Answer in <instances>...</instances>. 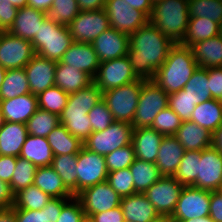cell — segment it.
<instances>
[{"mask_svg": "<svg viewBox=\"0 0 222 222\" xmlns=\"http://www.w3.org/2000/svg\"><path fill=\"white\" fill-rule=\"evenodd\" d=\"M174 43L149 21L129 35L127 56L140 79L153 80Z\"/></svg>", "mask_w": 222, "mask_h": 222, "instance_id": "obj_1", "label": "cell"}, {"mask_svg": "<svg viewBox=\"0 0 222 222\" xmlns=\"http://www.w3.org/2000/svg\"><path fill=\"white\" fill-rule=\"evenodd\" d=\"M101 100L102 91L94 82L75 93L69 94L66 106L59 115L60 124L64 125L68 132L84 143L92 133L88 113Z\"/></svg>", "mask_w": 222, "mask_h": 222, "instance_id": "obj_2", "label": "cell"}, {"mask_svg": "<svg viewBox=\"0 0 222 222\" xmlns=\"http://www.w3.org/2000/svg\"><path fill=\"white\" fill-rule=\"evenodd\" d=\"M198 67L191 47L176 43L156 71L153 81L169 95L182 90Z\"/></svg>", "mask_w": 222, "mask_h": 222, "instance_id": "obj_3", "label": "cell"}, {"mask_svg": "<svg viewBox=\"0 0 222 222\" xmlns=\"http://www.w3.org/2000/svg\"><path fill=\"white\" fill-rule=\"evenodd\" d=\"M189 0H161L153 4L149 22L174 44L181 43L189 22Z\"/></svg>", "mask_w": 222, "mask_h": 222, "instance_id": "obj_4", "label": "cell"}, {"mask_svg": "<svg viewBox=\"0 0 222 222\" xmlns=\"http://www.w3.org/2000/svg\"><path fill=\"white\" fill-rule=\"evenodd\" d=\"M31 43L36 55L59 61L73 43V39L67 26L55 24L45 18Z\"/></svg>", "mask_w": 222, "mask_h": 222, "instance_id": "obj_5", "label": "cell"}, {"mask_svg": "<svg viewBox=\"0 0 222 222\" xmlns=\"http://www.w3.org/2000/svg\"><path fill=\"white\" fill-rule=\"evenodd\" d=\"M144 81L139 78L118 88L102 92V100L111 111L114 121L132 124Z\"/></svg>", "mask_w": 222, "mask_h": 222, "instance_id": "obj_6", "label": "cell"}, {"mask_svg": "<svg viewBox=\"0 0 222 222\" xmlns=\"http://www.w3.org/2000/svg\"><path fill=\"white\" fill-rule=\"evenodd\" d=\"M168 96L153 80H145L132 122L133 128L151 127L159 112L168 106Z\"/></svg>", "mask_w": 222, "mask_h": 222, "instance_id": "obj_7", "label": "cell"}, {"mask_svg": "<svg viewBox=\"0 0 222 222\" xmlns=\"http://www.w3.org/2000/svg\"><path fill=\"white\" fill-rule=\"evenodd\" d=\"M132 133V124L114 121L105 130L92 132L84 141V147L105 156L118 148L131 144Z\"/></svg>", "mask_w": 222, "mask_h": 222, "instance_id": "obj_8", "label": "cell"}, {"mask_svg": "<svg viewBox=\"0 0 222 222\" xmlns=\"http://www.w3.org/2000/svg\"><path fill=\"white\" fill-rule=\"evenodd\" d=\"M139 78L133 72L128 56L100 62L93 82L102 91L118 88Z\"/></svg>", "mask_w": 222, "mask_h": 222, "instance_id": "obj_9", "label": "cell"}, {"mask_svg": "<svg viewBox=\"0 0 222 222\" xmlns=\"http://www.w3.org/2000/svg\"><path fill=\"white\" fill-rule=\"evenodd\" d=\"M73 42L92 43L102 32L110 28L108 16L103 9L80 11L67 25Z\"/></svg>", "mask_w": 222, "mask_h": 222, "instance_id": "obj_10", "label": "cell"}, {"mask_svg": "<svg viewBox=\"0 0 222 222\" xmlns=\"http://www.w3.org/2000/svg\"><path fill=\"white\" fill-rule=\"evenodd\" d=\"M77 194L87 187L107 181L105 156L84 146L77 154Z\"/></svg>", "mask_w": 222, "mask_h": 222, "instance_id": "obj_11", "label": "cell"}, {"mask_svg": "<svg viewBox=\"0 0 222 222\" xmlns=\"http://www.w3.org/2000/svg\"><path fill=\"white\" fill-rule=\"evenodd\" d=\"M211 191L184 186L173 211L177 221L209 216Z\"/></svg>", "mask_w": 222, "mask_h": 222, "instance_id": "obj_12", "label": "cell"}, {"mask_svg": "<svg viewBox=\"0 0 222 222\" xmlns=\"http://www.w3.org/2000/svg\"><path fill=\"white\" fill-rule=\"evenodd\" d=\"M36 55L31 41L9 32L0 35V65L6 70L24 68Z\"/></svg>", "mask_w": 222, "mask_h": 222, "instance_id": "obj_13", "label": "cell"}, {"mask_svg": "<svg viewBox=\"0 0 222 222\" xmlns=\"http://www.w3.org/2000/svg\"><path fill=\"white\" fill-rule=\"evenodd\" d=\"M104 10L110 27L128 35L136 32L149 21L143 12L130 7L123 0H106Z\"/></svg>", "mask_w": 222, "mask_h": 222, "instance_id": "obj_14", "label": "cell"}, {"mask_svg": "<svg viewBox=\"0 0 222 222\" xmlns=\"http://www.w3.org/2000/svg\"><path fill=\"white\" fill-rule=\"evenodd\" d=\"M75 197L81 202L87 216L116 208L122 199L107 181L87 187Z\"/></svg>", "mask_w": 222, "mask_h": 222, "instance_id": "obj_15", "label": "cell"}, {"mask_svg": "<svg viewBox=\"0 0 222 222\" xmlns=\"http://www.w3.org/2000/svg\"><path fill=\"white\" fill-rule=\"evenodd\" d=\"M183 187L173 176H162L144 194L160 215H172Z\"/></svg>", "mask_w": 222, "mask_h": 222, "instance_id": "obj_16", "label": "cell"}, {"mask_svg": "<svg viewBox=\"0 0 222 222\" xmlns=\"http://www.w3.org/2000/svg\"><path fill=\"white\" fill-rule=\"evenodd\" d=\"M222 185V153L210 146L201 151L198 174L192 187L218 191Z\"/></svg>", "mask_w": 222, "mask_h": 222, "instance_id": "obj_17", "label": "cell"}, {"mask_svg": "<svg viewBox=\"0 0 222 222\" xmlns=\"http://www.w3.org/2000/svg\"><path fill=\"white\" fill-rule=\"evenodd\" d=\"M100 62L126 56L129 49V35L112 27L102 32L91 43Z\"/></svg>", "mask_w": 222, "mask_h": 222, "instance_id": "obj_18", "label": "cell"}, {"mask_svg": "<svg viewBox=\"0 0 222 222\" xmlns=\"http://www.w3.org/2000/svg\"><path fill=\"white\" fill-rule=\"evenodd\" d=\"M56 64L57 61L35 55L24 67L32 94L37 96L55 85Z\"/></svg>", "mask_w": 222, "mask_h": 222, "instance_id": "obj_19", "label": "cell"}, {"mask_svg": "<svg viewBox=\"0 0 222 222\" xmlns=\"http://www.w3.org/2000/svg\"><path fill=\"white\" fill-rule=\"evenodd\" d=\"M59 62L87 73L92 79L96 76L100 65L93 45L81 42H73Z\"/></svg>", "mask_w": 222, "mask_h": 222, "instance_id": "obj_20", "label": "cell"}, {"mask_svg": "<svg viewBox=\"0 0 222 222\" xmlns=\"http://www.w3.org/2000/svg\"><path fill=\"white\" fill-rule=\"evenodd\" d=\"M0 109L5 121L26 124L39 109L37 96L28 93L8 100H0Z\"/></svg>", "mask_w": 222, "mask_h": 222, "instance_id": "obj_21", "label": "cell"}, {"mask_svg": "<svg viewBox=\"0 0 222 222\" xmlns=\"http://www.w3.org/2000/svg\"><path fill=\"white\" fill-rule=\"evenodd\" d=\"M163 135L154 129L133 128L132 145L137 159L155 163Z\"/></svg>", "mask_w": 222, "mask_h": 222, "instance_id": "obj_22", "label": "cell"}, {"mask_svg": "<svg viewBox=\"0 0 222 222\" xmlns=\"http://www.w3.org/2000/svg\"><path fill=\"white\" fill-rule=\"evenodd\" d=\"M45 18V12L33 7L18 8L14 23L8 32L13 36L32 41L38 34L41 23Z\"/></svg>", "mask_w": 222, "mask_h": 222, "instance_id": "obj_23", "label": "cell"}, {"mask_svg": "<svg viewBox=\"0 0 222 222\" xmlns=\"http://www.w3.org/2000/svg\"><path fill=\"white\" fill-rule=\"evenodd\" d=\"M212 136L213 133L191 120L182 121L180 128L174 134L185 151H202L212 146Z\"/></svg>", "mask_w": 222, "mask_h": 222, "instance_id": "obj_24", "label": "cell"}, {"mask_svg": "<svg viewBox=\"0 0 222 222\" xmlns=\"http://www.w3.org/2000/svg\"><path fill=\"white\" fill-rule=\"evenodd\" d=\"M184 148L174 136H163L155 165L162 176H173L184 155Z\"/></svg>", "mask_w": 222, "mask_h": 222, "instance_id": "obj_25", "label": "cell"}, {"mask_svg": "<svg viewBox=\"0 0 222 222\" xmlns=\"http://www.w3.org/2000/svg\"><path fill=\"white\" fill-rule=\"evenodd\" d=\"M120 206L124 219L130 222H151L159 215L144 193L123 197Z\"/></svg>", "mask_w": 222, "mask_h": 222, "instance_id": "obj_26", "label": "cell"}, {"mask_svg": "<svg viewBox=\"0 0 222 222\" xmlns=\"http://www.w3.org/2000/svg\"><path fill=\"white\" fill-rule=\"evenodd\" d=\"M27 136L26 124L5 121L0 129V155L18 157Z\"/></svg>", "mask_w": 222, "mask_h": 222, "instance_id": "obj_27", "label": "cell"}, {"mask_svg": "<svg viewBox=\"0 0 222 222\" xmlns=\"http://www.w3.org/2000/svg\"><path fill=\"white\" fill-rule=\"evenodd\" d=\"M191 49L200 68L222 67V36L220 34L193 44Z\"/></svg>", "mask_w": 222, "mask_h": 222, "instance_id": "obj_28", "label": "cell"}, {"mask_svg": "<svg viewBox=\"0 0 222 222\" xmlns=\"http://www.w3.org/2000/svg\"><path fill=\"white\" fill-rule=\"evenodd\" d=\"M92 82L93 79L87 73L57 61L55 69V86L60 87L66 93H75L87 87Z\"/></svg>", "mask_w": 222, "mask_h": 222, "instance_id": "obj_29", "label": "cell"}, {"mask_svg": "<svg viewBox=\"0 0 222 222\" xmlns=\"http://www.w3.org/2000/svg\"><path fill=\"white\" fill-rule=\"evenodd\" d=\"M19 156L27 159L36 167L51 166L54 158L53 151L47 138L37 137L30 134H28Z\"/></svg>", "mask_w": 222, "mask_h": 222, "instance_id": "obj_30", "label": "cell"}, {"mask_svg": "<svg viewBox=\"0 0 222 222\" xmlns=\"http://www.w3.org/2000/svg\"><path fill=\"white\" fill-rule=\"evenodd\" d=\"M33 184L52 198L74 197L51 166L37 167Z\"/></svg>", "mask_w": 222, "mask_h": 222, "instance_id": "obj_31", "label": "cell"}, {"mask_svg": "<svg viewBox=\"0 0 222 222\" xmlns=\"http://www.w3.org/2000/svg\"><path fill=\"white\" fill-rule=\"evenodd\" d=\"M190 120L213 133L222 124V101L212 98L196 105Z\"/></svg>", "mask_w": 222, "mask_h": 222, "instance_id": "obj_32", "label": "cell"}, {"mask_svg": "<svg viewBox=\"0 0 222 222\" xmlns=\"http://www.w3.org/2000/svg\"><path fill=\"white\" fill-rule=\"evenodd\" d=\"M47 141L55 155L78 154L84 143L59 124L48 135Z\"/></svg>", "mask_w": 222, "mask_h": 222, "instance_id": "obj_33", "label": "cell"}, {"mask_svg": "<svg viewBox=\"0 0 222 222\" xmlns=\"http://www.w3.org/2000/svg\"><path fill=\"white\" fill-rule=\"evenodd\" d=\"M219 34V23L207 18H189L187 32L180 44L191 47L195 43L210 39Z\"/></svg>", "mask_w": 222, "mask_h": 222, "instance_id": "obj_34", "label": "cell"}, {"mask_svg": "<svg viewBox=\"0 0 222 222\" xmlns=\"http://www.w3.org/2000/svg\"><path fill=\"white\" fill-rule=\"evenodd\" d=\"M31 93L24 68L8 69L0 87V100H8Z\"/></svg>", "mask_w": 222, "mask_h": 222, "instance_id": "obj_35", "label": "cell"}, {"mask_svg": "<svg viewBox=\"0 0 222 222\" xmlns=\"http://www.w3.org/2000/svg\"><path fill=\"white\" fill-rule=\"evenodd\" d=\"M129 168L134 180L135 193H144L162 177L155 163L142 161L137 158Z\"/></svg>", "mask_w": 222, "mask_h": 222, "instance_id": "obj_36", "label": "cell"}, {"mask_svg": "<svg viewBox=\"0 0 222 222\" xmlns=\"http://www.w3.org/2000/svg\"><path fill=\"white\" fill-rule=\"evenodd\" d=\"M51 167L59 174L65 187L77 195V154L55 155Z\"/></svg>", "mask_w": 222, "mask_h": 222, "instance_id": "obj_37", "label": "cell"}, {"mask_svg": "<svg viewBox=\"0 0 222 222\" xmlns=\"http://www.w3.org/2000/svg\"><path fill=\"white\" fill-rule=\"evenodd\" d=\"M183 90L195 105L212 99L208 81V69L198 67Z\"/></svg>", "mask_w": 222, "mask_h": 222, "instance_id": "obj_38", "label": "cell"}, {"mask_svg": "<svg viewBox=\"0 0 222 222\" xmlns=\"http://www.w3.org/2000/svg\"><path fill=\"white\" fill-rule=\"evenodd\" d=\"M52 199L34 184L14 195V209L41 210Z\"/></svg>", "mask_w": 222, "mask_h": 222, "instance_id": "obj_39", "label": "cell"}, {"mask_svg": "<svg viewBox=\"0 0 222 222\" xmlns=\"http://www.w3.org/2000/svg\"><path fill=\"white\" fill-rule=\"evenodd\" d=\"M80 11L77 0H53L45 16L55 24L67 26Z\"/></svg>", "mask_w": 222, "mask_h": 222, "instance_id": "obj_40", "label": "cell"}, {"mask_svg": "<svg viewBox=\"0 0 222 222\" xmlns=\"http://www.w3.org/2000/svg\"><path fill=\"white\" fill-rule=\"evenodd\" d=\"M59 116L48 111L38 109L27 121L28 134L37 137H47V135L58 125Z\"/></svg>", "mask_w": 222, "mask_h": 222, "instance_id": "obj_41", "label": "cell"}, {"mask_svg": "<svg viewBox=\"0 0 222 222\" xmlns=\"http://www.w3.org/2000/svg\"><path fill=\"white\" fill-rule=\"evenodd\" d=\"M201 151H185L173 177L183 186H192L198 174Z\"/></svg>", "mask_w": 222, "mask_h": 222, "instance_id": "obj_42", "label": "cell"}, {"mask_svg": "<svg viewBox=\"0 0 222 222\" xmlns=\"http://www.w3.org/2000/svg\"><path fill=\"white\" fill-rule=\"evenodd\" d=\"M68 96V93L54 85L37 95L38 108L59 116L66 106Z\"/></svg>", "mask_w": 222, "mask_h": 222, "instance_id": "obj_43", "label": "cell"}, {"mask_svg": "<svg viewBox=\"0 0 222 222\" xmlns=\"http://www.w3.org/2000/svg\"><path fill=\"white\" fill-rule=\"evenodd\" d=\"M36 169L37 167L27 159L16 157V166L10 182V188L14 195L33 185Z\"/></svg>", "mask_w": 222, "mask_h": 222, "instance_id": "obj_44", "label": "cell"}, {"mask_svg": "<svg viewBox=\"0 0 222 222\" xmlns=\"http://www.w3.org/2000/svg\"><path fill=\"white\" fill-rule=\"evenodd\" d=\"M189 18H207L216 23L222 22V0H189Z\"/></svg>", "mask_w": 222, "mask_h": 222, "instance_id": "obj_45", "label": "cell"}, {"mask_svg": "<svg viewBox=\"0 0 222 222\" xmlns=\"http://www.w3.org/2000/svg\"><path fill=\"white\" fill-rule=\"evenodd\" d=\"M181 124V118L167 106L155 117L150 128L163 136H174Z\"/></svg>", "mask_w": 222, "mask_h": 222, "instance_id": "obj_46", "label": "cell"}, {"mask_svg": "<svg viewBox=\"0 0 222 222\" xmlns=\"http://www.w3.org/2000/svg\"><path fill=\"white\" fill-rule=\"evenodd\" d=\"M107 182L121 198L135 194L134 180L129 167L109 172Z\"/></svg>", "mask_w": 222, "mask_h": 222, "instance_id": "obj_47", "label": "cell"}, {"mask_svg": "<svg viewBox=\"0 0 222 222\" xmlns=\"http://www.w3.org/2000/svg\"><path fill=\"white\" fill-rule=\"evenodd\" d=\"M136 156L132 143L105 155L108 173L130 167Z\"/></svg>", "mask_w": 222, "mask_h": 222, "instance_id": "obj_48", "label": "cell"}, {"mask_svg": "<svg viewBox=\"0 0 222 222\" xmlns=\"http://www.w3.org/2000/svg\"><path fill=\"white\" fill-rule=\"evenodd\" d=\"M168 106L181 118L182 121H189L196 105L182 89L169 94Z\"/></svg>", "mask_w": 222, "mask_h": 222, "instance_id": "obj_49", "label": "cell"}, {"mask_svg": "<svg viewBox=\"0 0 222 222\" xmlns=\"http://www.w3.org/2000/svg\"><path fill=\"white\" fill-rule=\"evenodd\" d=\"M88 117L92 126V132L103 131L114 122L112 113L103 100L89 111Z\"/></svg>", "mask_w": 222, "mask_h": 222, "instance_id": "obj_50", "label": "cell"}, {"mask_svg": "<svg viewBox=\"0 0 222 222\" xmlns=\"http://www.w3.org/2000/svg\"><path fill=\"white\" fill-rule=\"evenodd\" d=\"M84 216L81 202L74 196L62 207L57 222H81Z\"/></svg>", "mask_w": 222, "mask_h": 222, "instance_id": "obj_51", "label": "cell"}, {"mask_svg": "<svg viewBox=\"0 0 222 222\" xmlns=\"http://www.w3.org/2000/svg\"><path fill=\"white\" fill-rule=\"evenodd\" d=\"M18 8L9 0H0V30L8 32L12 27Z\"/></svg>", "mask_w": 222, "mask_h": 222, "instance_id": "obj_52", "label": "cell"}, {"mask_svg": "<svg viewBox=\"0 0 222 222\" xmlns=\"http://www.w3.org/2000/svg\"><path fill=\"white\" fill-rule=\"evenodd\" d=\"M208 81L212 98L222 101V67L209 68Z\"/></svg>", "mask_w": 222, "mask_h": 222, "instance_id": "obj_53", "label": "cell"}, {"mask_svg": "<svg viewBox=\"0 0 222 222\" xmlns=\"http://www.w3.org/2000/svg\"><path fill=\"white\" fill-rule=\"evenodd\" d=\"M70 199L71 198H52L43 208V211H45L46 222H57L61 214L62 207Z\"/></svg>", "mask_w": 222, "mask_h": 222, "instance_id": "obj_54", "label": "cell"}, {"mask_svg": "<svg viewBox=\"0 0 222 222\" xmlns=\"http://www.w3.org/2000/svg\"><path fill=\"white\" fill-rule=\"evenodd\" d=\"M16 222H46L45 211L28 210V209H14Z\"/></svg>", "mask_w": 222, "mask_h": 222, "instance_id": "obj_55", "label": "cell"}, {"mask_svg": "<svg viewBox=\"0 0 222 222\" xmlns=\"http://www.w3.org/2000/svg\"><path fill=\"white\" fill-rule=\"evenodd\" d=\"M16 166V157L0 155V180L10 184Z\"/></svg>", "mask_w": 222, "mask_h": 222, "instance_id": "obj_56", "label": "cell"}, {"mask_svg": "<svg viewBox=\"0 0 222 222\" xmlns=\"http://www.w3.org/2000/svg\"><path fill=\"white\" fill-rule=\"evenodd\" d=\"M209 217L214 222H222V194L211 191Z\"/></svg>", "mask_w": 222, "mask_h": 222, "instance_id": "obj_57", "label": "cell"}, {"mask_svg": "<svg viewBox=\"0 0 222 222\" xmlns=\"http://www.w3.org/2000/svg\"><path fill=\"white\" fill-rule=\"evenodd\" d=\"M96 222H124V215L121 206L111 210L92 215Z\"/></svg>", "mask_w": 222, "mask_h": 222, "instance_id": "obj_58", "label": "cell"}, {"mask_svg": "<svg viewBox=\"0 0 222 222\" xmlns=\"http://www.w3.org/2000/svg\"><path fill=\"white\" fill-rule=\"evenodd\" d=\"M14 205V194L10 184L0 180V209H8Z\"/></svg>", "mask_w": 222, "mask_h": 222, "instance_id": "obj_59", "label": "cell"}, {"mask_svg": "<svg viewBox=\"0 0 222 222\" xmlns=\"http://www.w3.org/2000/svg\"><path fill=\"white\" fill-rule=\"evenodd\" d=\"M127 4H129L130 7H133L134 9L140 10L143 12L148 18L151 15L153 3L151 0H123Z\"/></svg>", "mask_w": 222, "mask_h": 222, "instance_id": "obj_60", "label": "cell"}, {"mask_svg": "<svg viewBox=\"0 0 222 222\" xmlns=\"http://www.w3.org/2000/svg\"><path fill=\"white\" fill-rule=\"evenodd\" d=\"M81 11H93L103 9L106 0H77Z\"/></svg>", "mask_w": 222, "mask_h": 222, "instance_id": "obj_61", "label": "cell"}, {"mask_svg": "<svg viewBox=\"0 0 222 222\" xmlns=\"http://www.w3.org/2000/svg\"><path fill=\"white\" fill-rule=\"evenodd\" d=\"M53 0H28V6L46 12L52 5Z\"/></svg>", "mask_w": 222, "mask_h": 222, "instance_id": "obj_62", "label": "cell"}, {"mask_svg": "<svg viewBox=\"0 0 222 222\" xmlns=\"http://www.w3.org/2000/svg\"><path fill=\"white\" fill-rule=\"evenodd\" d=\"M0 222H16L15 210L13 207L0 209Z\"/></svg>", "mask_w": 222, "mask_h": 222, "instance_id": "obj_63", "label": "cell"}, {"mask_svg": "<svg viewBox=\"0 0 222 222\" xmlns=\"http://www.w3.org/2000/svg\"><path fill=\"white\" fill-rule=\"evenodd\" d=\"M212 146L222 153V124L213 132Z\"/></svg>", "mask_w": 222, "mask_h": 222, "instance_id": "obj_64", "label": "cell"}, {"mask_svg": "<svg viewBox=\"0 0 222 222\" xmlns=\"http://www.w3.org/2000/svg\"><path fill=\"white\" fill-rule=\"evenodd\" d=\"M151 222H177L172 215H158L153 221Z\"/></svg>", "mask_w": 222, "mask_h": 222, "instance_id": "obj_65", "label": "cell"}, {"mask_svg": "<svg viewBox=\"0 0 222 222\" xmlns=\"http://www.w3.org/2000/svg\"><path fill=\"white\" fill-rule=\"evenodd\" d=\"M9 1L10 3L13 4V6L17 8L28 6V0H9Z\"/></svg>", "mask_w": 222, "mask_h": 222, "instance_id": "obj_66", "label": "cell"}, {"mask_svg": "<svg viewBox=\"0 0 222 222\" xmlns=\"http://www.w3.org/2000/svg\"><path fill=\"white\" fill-rule=\"evenodd\" d=\"M180 222H214V221L209 216H207V217L183 220V221H180Z\"/></svg>", "mask_w": 222, "mask_h": 222, "instance_id": "obj_67", "label": "cell"}, {"mask_svg": "<svg viewBox=\"0 0 222 222\" xmlns=\"http://www.w3.org/2000/svg\"><path fill=\"white\" fill-rule=\"evenodd\" d=\"M5 75H6V69L2 65H0V87L3 83Z\"/></svg>", "mask_w": 222, "mask_h": 222, "instance_id": "obj_68", "label": "cell"}, {"mask_svg": "<svg viewBox=\"0 0 222 222\" xmlns=\"http://www.w3.org/2000/svg\"><path fill=\"white\" fill-rule=\"evenodd\" d=\"M81 222H96L92 216H87L85 215L82 219Z\"/></svg>", "mask_w": 222, "mask_h": 222, "instance_id": "obj_69", "label": "cell"}, {"mask_svg": "<svg viewBox=\"0 0 222 222\" xmlns=\"http://www.w3.org/2000/svg\"><path fill=\"white\" fill-rule=\"evenodd\" d=\"M4 123H5L4 115L0 109V129L3 127Z\"/></svg>", "mask_w": 222, "mask_h": 222, "instance_id": "obj_70", "label": "cell"}, {"mask_svg": "<svg viewBox=\"0 0 222 222\" xmlns=\"http://www.w3.org/2000/svg\"><path fill=\"white\" fill-rule=\"evenodd\" d=\"M220 35L222 36V22L220 23Z\"/></svg>", "mask_w": 222, "mask_h": 222, "instance_id": "obj_71", "label": "cell"}, {"mask_svg": "<svg viewBox=\"0 0 222 222\" xmlns=\"http://www.w3.org/2000/svg\"><path fill=\"white\" fill-rule=\"evenodd\" d=\"M218 192L222 194V185L220 186Z\"/></svg>", "mask_w": 222, "mask_h": 222, "instance_id": "obj_72", "label": "cell"}, {"mask_svg": "<svg viewBox=\"0 0 222 222\" xmlns=\"http://www.w3.org/2000/svg\"><path fill=\"white\" fill-rule=\"evenodd\" d=\"M158 1H161V0H151V2L154 4V3H156V2H158Z\"/></svg>", "mask_w": 222, "mask_h": 222, "instance_id": "obj_73", "label": "cell"}]
</instances>
